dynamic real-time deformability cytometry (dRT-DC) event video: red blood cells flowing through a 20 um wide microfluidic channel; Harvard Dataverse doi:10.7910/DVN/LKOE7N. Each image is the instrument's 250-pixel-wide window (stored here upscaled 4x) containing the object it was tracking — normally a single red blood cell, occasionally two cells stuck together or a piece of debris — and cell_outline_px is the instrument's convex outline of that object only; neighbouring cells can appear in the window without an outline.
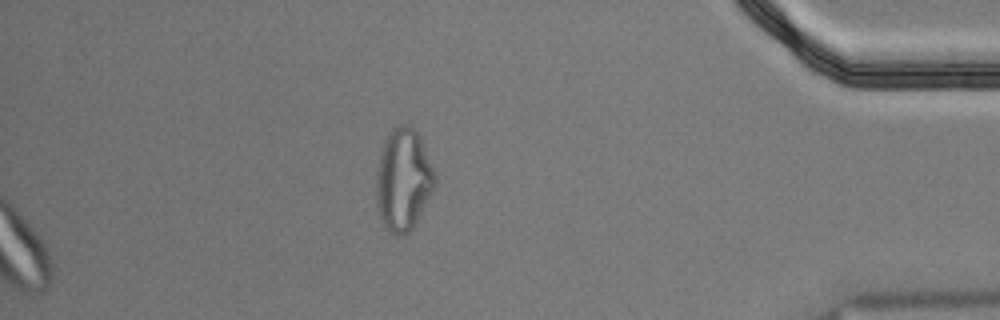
{"species": "Egyptian fruit bat (a non-hibernating species)", "species_latin": "Rousettus aegyptiacus", "temperature_condition": "cold", "stored_images_in_passage": 56, "segment_of_instrument_passage": [2, 2], "camera_frame_rate_fps": 3000, "um_per_image_px": 0.085, "animal": {"sex": "male"}, "frame": {"image": 1, "passage_image": 56, "time_ms": 18.333, "image_size_px": [1000, 320], "cell_outline_px": [[436, 184], [432, 192], [412, 228], [408, 232], [400, 236], [396, 236], [380, 220], [376, 204], [376, 172], [380, 152], [384, 140], [388, 132], [392, 128], [400, 124], [408, 124], [420, 136], [436, 176]], "centroid_in_image_um": [34.25, 15.25], "position_along_channel_um": 400.9, "area_um2": 34.91}}